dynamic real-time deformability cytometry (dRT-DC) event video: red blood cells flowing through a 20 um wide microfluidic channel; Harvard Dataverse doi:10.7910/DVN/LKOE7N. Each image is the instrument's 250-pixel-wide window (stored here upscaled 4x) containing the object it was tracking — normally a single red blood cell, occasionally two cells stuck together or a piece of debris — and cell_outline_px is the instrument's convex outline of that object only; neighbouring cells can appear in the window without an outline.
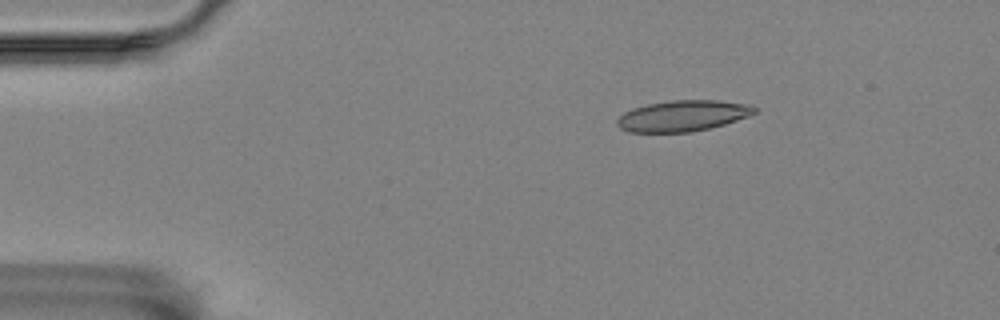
{"species": "Egyptian fruit bat (a non-hibernating species)", "species_latin": "Rousettus aegyptiacus", "temperature_condition": "room temperature", "stored_images_in_passage": 3, "camera_frame_rate_fps": 3000, "um_per_image_px": 0.085, "animal": {"sex": "female"}, "frame": {"image": 1, "passage_image": 1, "time_ms": 0.0, "image_size_px": [1000, 320], "cell_outline_px": [[756, 112], [748, 116], [724, 124], [692, 132], [628, 132], [620, 128], [616, 124], [616, 120], [624, 112], [632, 108], [648, 104], [672, 100], [720, 100], [752, 104], [756, 108]], "centroid_in_image_um": [58.03, 9.84], "position_along_channel_um": 27.0, "area_um2": 24.85}}